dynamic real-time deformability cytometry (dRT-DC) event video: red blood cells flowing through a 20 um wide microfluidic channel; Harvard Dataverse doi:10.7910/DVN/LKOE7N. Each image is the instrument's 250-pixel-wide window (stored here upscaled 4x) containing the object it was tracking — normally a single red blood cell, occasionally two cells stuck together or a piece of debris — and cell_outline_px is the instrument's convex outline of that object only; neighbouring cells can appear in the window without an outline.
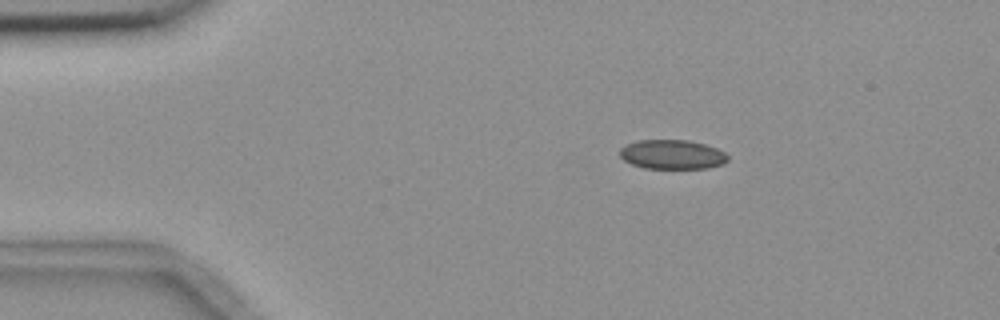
{"species": "common noctule bat (a hibernating species)", "species_latin": "Nyctalus noctula", "temperature_condition": "room temperature", "stored_images_in_passage": 3, "camera_frame_rate_fps": 3000, "um_per_image_px": 0.085, "animal": {"sex": "female", "body_mass_g": 18.4}, "frame": {"image": 1, "passage_image": 1, "time_ms": 0.0, "image_size_px": [1000, 320], "cell_outline_px": [[728, 160], [724, 164], [708, 168], [644, 168], [632, 164], [624, 160], [620, 156], [620, 148], [636, 140], [688, 140], [704, 144], [716, 148], [724, 152], [728, 156]], "centroid_in_image_um": [57.14, 13.13], "position_along_channel_um": 27.9, "area_um2": 18.44}}